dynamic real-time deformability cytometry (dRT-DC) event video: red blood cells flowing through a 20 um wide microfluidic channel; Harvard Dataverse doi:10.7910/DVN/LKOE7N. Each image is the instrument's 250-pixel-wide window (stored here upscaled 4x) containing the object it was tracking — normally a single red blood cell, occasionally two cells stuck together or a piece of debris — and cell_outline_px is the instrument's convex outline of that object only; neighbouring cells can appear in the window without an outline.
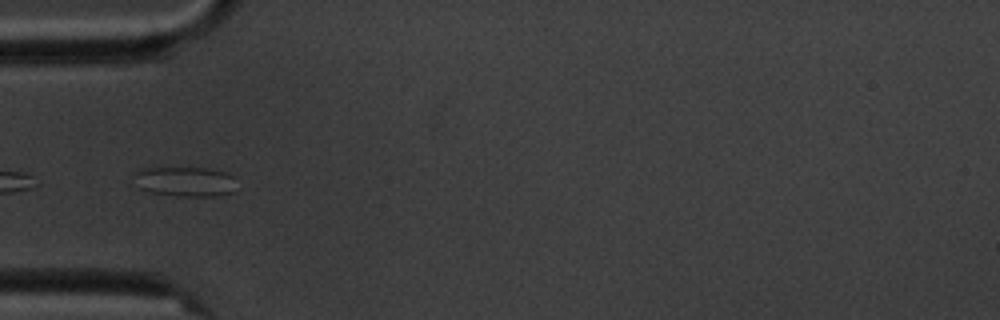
{"species": "common noctule bat (a hibernating species)", "species_latin": "Nyctalus noctula", "temperature_condition": "cold", "stored_images_in_passage": 7, "camera_frame_rate_fps": 3000, "um_per_image_px": 0.085, "animal": {"sex": "male", "body_mass_g": 20.1, "forearm_length_mm": 53.5}, "frame": {"image": 1, "passage_image": 5, "time_ms": 4.667, "image_size_px": [1000, 320], "cell_outline_px": [[232, 192], [216, 196], [176, 196], [152, 192], [136, 188], [136, 172], [140, 168], [204, 168], [224, 172], [232, 176]], "centroid_in_image_um": [15.66, 15.44], "position_along_channel_um": 69.3, "area_um2": 17.46}}
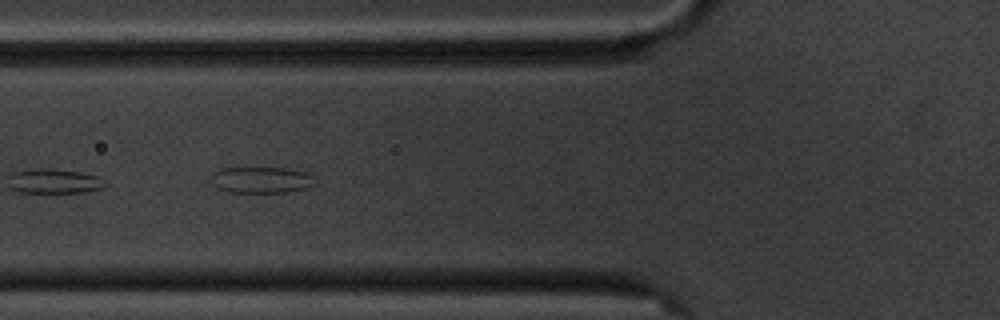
{"frame": {"image": 2, "passage_image": 6, "time_ms": 5.667, "image_size_px": [1000, 320], "cell_outline_px": [[316, 184], [308, 188], [288, 192], [228, 192], [216, 188], [212, 176], [216, 172], [224, 168], [284, 168], [308, 172], [312, 176]], "centroid_in_image_um": [22.28, 15.3], "position_along_channel_um": 103.5, "area_um2": 15.78}}
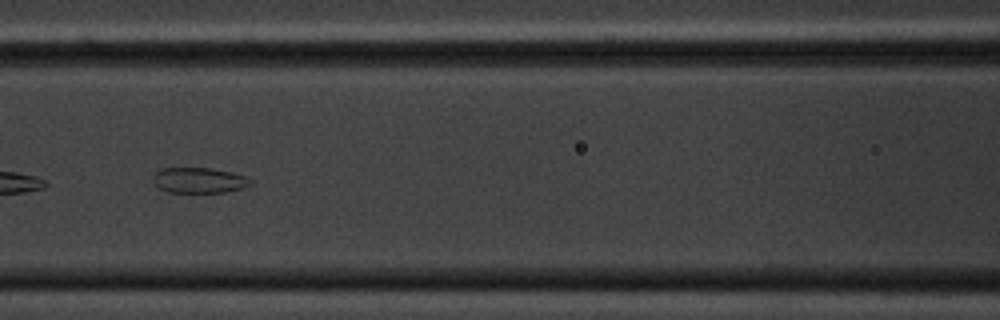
{"frame": {"image": 3, "passage_image": 7, "time_ms": 7.0, "image_size_px": [1000, 320], "cell_outline_px": [[252, 184], [244, 188], [224, 192], [168, 192], [160, 188], [152, 180], [152, 176], [160, 168], [212, 168], [232, 172], [244, 176], [252, 180]], "centroid_in_image_um": [16.93, 15.32], "position_along_channel_um": 149.7, "area_um2": 14.51}}